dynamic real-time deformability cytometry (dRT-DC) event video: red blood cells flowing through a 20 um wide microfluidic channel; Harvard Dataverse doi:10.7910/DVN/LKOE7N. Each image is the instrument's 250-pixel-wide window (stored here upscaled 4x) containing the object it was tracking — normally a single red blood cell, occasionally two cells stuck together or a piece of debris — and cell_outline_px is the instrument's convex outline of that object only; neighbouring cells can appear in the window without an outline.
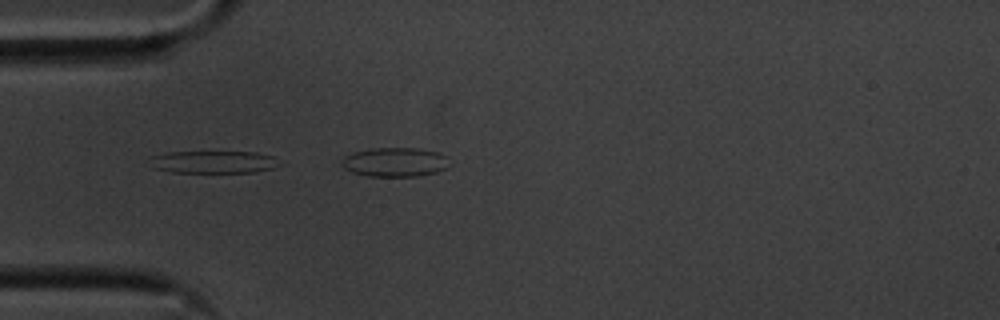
{"species": "common noctule bat (a hibernating species)", "species_latin": "Nyctalus noctula", "temperature_condition": "cold", "stored_images_in_passage": 6, "camera_frame_rate_fps": 3000, "um_per_image_px": 0.085, "animal": {"sex": "male", "body_mass_g": 20.1, "forearm_length_mm": 53.5}, "frame": {"image": 1, "passage_image": 1, "time_ms": 0.0, "image_size_px": [1000, 320], "cell_outline_px": [[284, 164], [272, 168], [256, 172], [172, 172], [152, 168], [144, 164], [148, 156], [168, 152], [256, 152], [272, 156]], "centroid_in_image_um": [18.04, 13.77], "position_along_channel_um": 67.0, "area_um2": 17.4}}